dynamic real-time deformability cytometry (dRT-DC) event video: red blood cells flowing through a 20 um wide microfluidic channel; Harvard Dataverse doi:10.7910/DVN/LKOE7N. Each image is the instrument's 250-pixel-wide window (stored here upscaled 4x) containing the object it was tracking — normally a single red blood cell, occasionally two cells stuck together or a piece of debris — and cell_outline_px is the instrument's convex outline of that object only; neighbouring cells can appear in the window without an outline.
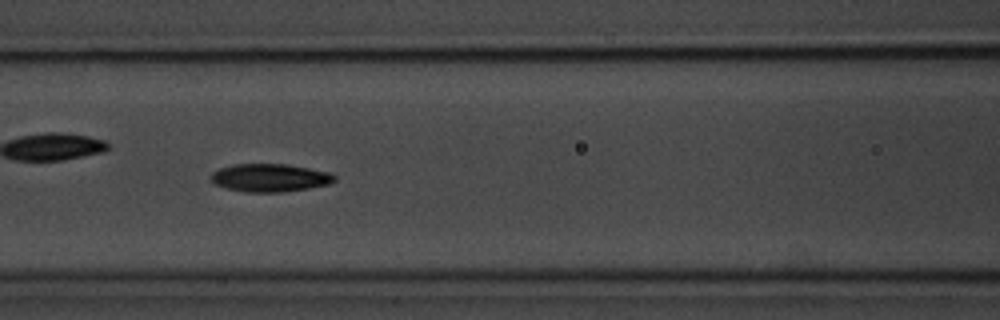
{"species": "common noctule bat (a hibernating species)", "species_latin": "Nyctalus noctula", "temperature_condition": "room temperature", "stored_images_in_passage": 7, "camera_frame_rate_fps": 3000, "um_per_image_px": 0.085, "animal": {"sex": "male", "body_mass_g": 20.1, "forearm_length_mm": 53.5}, "frame": {"image": 1, "passage_image": 6, "time_ms": 6.333, "image_size_px": [1000, 320], "cell_outline_px": [[336, 180], [328, 184], [308, 188], [284, 192], [244, 192], [224, 188], [216, 184], [208, 176], [212, 172], [220, 168], [232, 164], [288, 164], [332, 172], [336, 176]], "centroid_in_image_um": [22.94, 15.1], "position_along_channel_um": 143.7, "area_um2": 20.4}}